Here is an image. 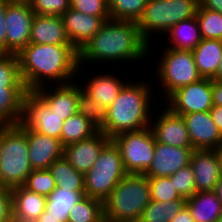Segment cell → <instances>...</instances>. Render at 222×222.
Listing matches in <instances>:
<instances>
[{"instance_id":"6da1fadb","label":"cell","mask_w":222,"mask_h":222,"mask_svg":"<svg viewBox=\"0 0 222 222\" xmlns=\"http://www.w3.org/2000/svg\"><path fill=\"white\" fill-rule=\"evenodd\" d=\"M17 58L27 91H35L51 81L53 86L70 83L80 73L79 52L72 45L29 44Z\"/></svg>"},{"instance_id":"7a4b0ae2","label":"cell","mask_w":222,"mask_h":222,"mask_svg":"<svg viewBox=\"0 0 222 222\" xmlns=\"http://www.w3.org/2000/svg\"><path fill=\"white\" fill-rule=\"evenodd\" d=\"M149 47L136 22L108 19L79 51V67L88 61L89 64L93 61L97 64L101 61L141 62L138 60L148 57Z\"/></svg>"},{"instance_id":"3957f363","label":"cell","mask_w":222,"mask_h":222,"mask_svg":"<svg viewBox=\"0 0 222 222\" xmlns=\"http://www.w3.org/2000/svg\"><path fill=\"white\" fill-rule=\"evenodd\" d=\"M141 81H127L113 103L106 109V123L100 131L110 139L124 132L149 127L151 117L157 116L151 111L153 93L150 82Z\"/></svg>"},{"instance_id":"277c9868","label":"cell","mask_w":222,"mask_h":222,"mask_svg":"<svg viewBox=\"0 0 222 222\" xmlns=\"http://www.w3.org/2000/svg\"><path fill=\"white\" fill-rule=\"evenodd\" d=\"M150 201L149 178L127 173L104 201L105 222H138Z\"/></svg>"},{"instance_id":"5b68a950","label":"cell","mask_w":222,"mask_h":222,"mask_svg":"<svg viewBox=\"0 0 222 222\" xmlns=\"http://www.w3.org/2000/svg\"><path fill=\"white\" fill-rule=\"evenodd\" d=\"M33 171L28 155L27 129L20 124L0 127V186H23Z\"/></svg>"},{"instance_id":"8992f818","label":"cell","mask_w":222,"mask_h":222,"mask_svg":"<svg viewBox=\"0 0 222 222\" xmlns=\"http://www.w3.org/2000/svg\"><path fill=\"white\" fill-rule=\"evenodd\" d=\"M199 5V0H148L137 22L142 38L153 44L150 37L155 31L166 33L178 22L196 17Z\"/></svg>"},{"instance_id":"52a82bcc","label":"cell","mask_w":222,"mask_h":222,"mask_svg":"<svg viewBox=\"0 0 222 222\" xmlns=\"http://www.w3.org/2000/svg\"><path fill=\"white\" fill-rule=\"evenodd\" d=\"M126 174L120 150L111 140L84 174L85 195L104 202Z\"/></svg>"},{"instance_id":"ba28073f","label":"cell","mask_w":222,"mask_h":222,"mask_svg":"<svg viewBox=\"0 0 222 222\" xmlns=\"http://www.w3.org/2000/svg\"><path fill=\"white\" fill-rule=\"evenodd\" d=\"M164 51V52H163ZM162 51L160 63H158L156 74L158 82L161 81L162 91L165 93L163 99H167L177 89L185 85L195 83L200 76L192 51L176 50L166 48Z\"/></svg>"},{"instance_id":"9c48e42d","label":"cell","mask_w":222,"mask_h":222,"mask_svg":"<svg viewBox=\"0 0 222 222\" xmlns=\"http://www.w3.org/2000/svg\"><path fill=\"white\" fill-rule=\"evenodd\" d=\"M119 148L126 173L144 174L151 165L155 137L149 127L121 133L111 139Z\"/></svg>"},{"instance_id":"30bf717a","label":"cell","mask_w":222,"mask_h":222,"mask_svg":"<svg viewBox=\"0 0 222 222\" xmlns=\"http://www.w3.org/2000/svg\"><path fill=\"white\" fill-rule=\"evenodd\" d=\"M35 13L28 0H7L5 14L6 53L17 55L30 43Z\"/></svg>"},{"instance_id":"8fae6325","label":"cell","mask_w":222,"mask_h":222,"mask_svg":"<svg viewBox=\"0 0 222 222\" xmlns=\"http://www.w3.org/2000/svg\"><path fill=\"white\" fill-rule=\"evenodd\" d=\"M64 121L34 92L27 91L23 98L20 125L25 129H33L40 134L57 138L61 141Z\"/></svg>"},{"instance_id":"7c38bea8","label":"cell","mask_w":222,"mask_h":222,"mask_svg":"<svg viewBox=\"0 0 222 222\" xmlns=\"http://www.w3.org/2000/svg\"><path fill=\"white\" fill-rule=\"evenodd\" d=\"M164 101L173 113L181 116L210 111L213 107L212 80L201 78L195 83L177 89Z\"/></svg>"},{"instance_id":"4fadbf2b","label":"cell","mask_w":222,"mask_h":222,"mask_svg":"<svg viewBox=\"0 0 222 222\" xmlns=\"http://www.w3.org/2000/svg\"><path fill=\"white\" fill-rule=\"evenodd\" d=\"M193 147H176L155 141L151 165L144 173L147 177H169L190 164Z\"/></svg>"},{"instance_id":"5bb4252c","label":"cell","mask_w":222,"mask_h":222,"mask_svg":"<svg viewBox=\"0 0 222 222\" xmlns=\"http://www.w3.org/2000/svg\"><path fill=\"white\" fill-rule=\"evenodd\" d=\"M194 150H218L222 134L213 122L209 111L182 115Z\"/></svg>"},{"instance_id":"9a60e30c","label":"cell","mask_w":222,"mask_h":222,"mask_svg":"<svg viewBox=\"0 0 222 222\" xmlns=\"http://www.w3.org/2000/svg\"><path fill=\"white\" fill-rule=\"evenodd\" d=\"M163 107L158 119L154 117L153 121L151 117L150 128L156 142L176 147H192L183 117L173 113L168 107Z\"/></svg>"},{"instance_id":"2e32d148","label":"cell","mask_w":222,"mask_h":222,"mask_svg":"<svg viewBox=\"0 0 222 222\" xmlns=\"http://www.w3.org/2000/svg\"><path fill=\"white\" fill-rule=\"evenodd\" d=\"M111 141L101 131L92 137L64 147L63 156L77 171L85 174L97 160L102 149Z\"/></svg>"},{"instance_id":"e0dca14e","label":"cell","mask_w":222,"mask_h":222,"mask_svg":"<svg viewBox=\"0 0 222 222\" xmlns=\"http://www.w3.org/2000/svg\"><path fill=\"white\" fill-rule=\"evenodd\" d=\"M27 141L33 170L48 169L54 161L63 157L64 146L57 138L27 129Z\"/></svg>"},{"instance_id":"ac0fdd59","label":"cell","mask_w":222,"mask_h":222,"mask_svg":"<svg viewBox=\"0 0 222 222\" xmlns=\"http://www.w3.org/2000/svg\"><path fill=\"white\" fill-rule=\"evenodd\" d=\"M65 31L72 46L79 52L100 30L105 20L69 8L62 15Z\"/></svg>"},{"instance_id":"d6986e66","label":"cell","mask_w":222,"mask_h":222,"mask_svg":"<svg viewBox=\"0 0 222 222\" xmlns=\"http://www.w3.org/2000/svg\"><path fill=\"white\" fill-rule=\"evenodd\" d=\"M50 88L48 85L34 92L52 109V112L61 116L63 120L77 113V102L81 85H77L73 81L67 84L56 85V87L54 85L53 90H48Z\"/></svg>"},{"instance_id":"ffe728a7","label":"cell","mask_w":222,"mask_h":222,"mask_svg":"<svg viewBox=\"0 0 222 222\" xmlns=\"http://www.w3.org/2000/svg\"><path fill=\"white\" fill-rule=\"evenodd\" d=\"M190 164L194 171L196 192L213 191L221 178L217 150H193Z\"/></svg>"},{"instance_id":"44dd1931","label":"cell","mask_w":222,"mask_h":222,"mask_svg":"<svg viewBox=\"0 0 222 222\" xmlns=\"http://www.w3.org/2000/svg\"><path fill=\"white\" fill-rule=\"evenodd\" d=\"M29 44L72 45L66 34L62 16L35 14Z\"/></svg>"},{"instance_id":"7402d4cb","label":"cell","mask_w":222,"mask_h":222,"mask_svg":"<svg viewBox=\"0 0 222 222\" xmlns=\"http://www.w3.org/2000/svg\"><path fill=\"white\" fill-rule=\"evenodd\" d=\"M94 75L96 76H93L90 81L87 80L88 83H84L85 87L81 85V88L97 104L107 109L127 83L122 80L123 78L110 72Z\"/></svg>"},{"instance_id":"603a6c76","label":"cell","mask_w":222,"mask_h":222,"mask_svg":"<svg viewBox=\"0 0 222 222\" xmlns=\"http://www.w3.org/2000/svg\"><path fill=\"white\" fill-rule=\"evenodd\" d=\"M13 216L34 222L44 211L46 196L17 186L11 189Z\"/></svg>"},{"instance_id":"cb8c5ba5","label":"cell","mask_w":222,"mask_h":222,"mask_svg":"<svg viewBox=\"0 0 222 222\" xmlns=\"http://www.w3.org/2000/svg\"><path fill=\"white\" fill-rule=\"evenodd\" d=\"M186 206L195 222H217L222 216V203L214 191L195 192Z\"/></svg>"},{"instance_id":"d4e9b609","label":"cell","mask_w":222,"mask_h":222,"mask_svg":"<svg viewBox=\"0 0 222 222\" xmlns=\"http://www.w3.org/2000/svg\"><path fill=\"white\" fill-rule=\"evenodd\" d=\"M197 70L202 78L212 79L222 57V41L202 39L192 51Z\"/></svg>"},{"instance_id":"484cf974","label":"cell","mask_w":222,"mask_h":222,"mask_svg":"<svg viewBox=\"0 0 222 222\" xmlns=\"http://www.w3.org/2000/svg\"><path fill=\"white\" fill-rule=\"evenodd\" d=\"M25 87H0V127L21 121Z\"/></svg>"},{"instance_id":"4316f807","label":"cell","mask_w":222,"mask_h":222,"mask_svg":"<svg viewBox=\"0 0 222 222\" xmlns=\"http://www.w3.org/2000/svg\"><path fill=\"white\" fill-rule=\"evenodd\" d=\"M169 46L176 50L193 51L201 42L202 37L196 17L178 22L173 25L167 32Z\"/></svg>"},{"instance_id":"83f0119b","label":"cell","mask_w":222,"mask_h":222,"mask_svg":"<svg viewBox=\"0 0 222 222\" xmlns=\"http://www.w3.org/2000/svg\"><path fill=\"white\" fill-rule=\"evenodd\" d=\"M84 196L85 192H73L56 187L46 199L45 217L68 222L72 207Z\"/></svg>"},{"instance_id":"f1b7e54d","label":"cell","mask_w":222,"mask_h":222,"mask_svg":"<svg viewBox=\"0 0 222 222\" xmlns=\"http://www.w3.org/2000/svg\"><path fill=\"white\" fill-rule=\"evenodd\" d=\"M48 169L57 187L73 192H85L84 174L75 170L64 156L54 161Z\"/></svg>"},{"instance_id":"f546056e","label":"cell","mask_w":222,"mask_h":222,"mask_svg":"<svg viewBox=\"0 0 222 222\" xmlns=\"http://www.w3.org/2000/svg\"><path fill=\"white\" fill-rule=\"evenodd\" d=\"M98 131L83 115L75 113L64 121L61 143L65 147L66 145L90 138Z\"/></svg>"},{"instance_id":"4dcf8cb0","label":"cell","mask_w":222,"mask_h":222,"mask_svg":"<svg viewBox=\"0 0 222 222\" xmlns=\"http://www.w3.org/2000/svg\"><path fill=\"white\" fill-rule=\"evenodd\" d=\"M185 206L186 199L162 202L151 200L138 222H169Z\"/></svg>"},{"instance_id":"1f68e13d","label":"cell","mask_w":222,"mask_h":222,"mask_svg":"<svg viewBox=\"0 0 222 222\" xmlns=\"http://www.w3.org/2000/svg\"><path fill=\"white\" fill-rule=\"evenodd\" d=\"M68 222H105L104 202L85 195L72 207Z\"/></svg>"},{"instance_id":"d6a6232c","label":"cell","mask_w":222,"mask_h":222,"mask_svg":"<svg viewBox=\"0 0 222 222\" xmlns=\"http://www.w3.org/2000/svg\"><path fill=\"white\" fill-rule=\"evenodd\" d=\"M110 19L138 22L148 0H108Z\"/></svg>"},{"instance_id":"836d02e7","label":"cell","mask_w":222,"mask_h":222,"mask_svg":"<svg viewBox=\"0 0 222 222\" xmlns=\"http://www.w3.org/2000/svg\"><path fill=\"white\" fill-rule=\"evenodd\" d=\"M196 20L199 25L202 39L222 41V14L217 11L204 9L200 5L197 10Z\"/></svg>"},{"instance_id":"e575fe53","label":"cell","mask_w":222,"mask_h":222,"mask_svg":"<svg viewBox=\"0 0 222 222\" xmlns=\"http://www.w3.org/2000/svg\"><path fill=\"white\" fill-rule=\"evenodd\" d=\"M77 113L83 115L99 131L106 123V108L97 104L82 88L79 89Z\"/></svg>"},{"instance_id":"d590c367","label":"cell","mask_w":222,"mask_h":222,"mask_svg":"<svg viewBox=\"0 0 222 222\" xmlns=\"http://www.w3.org/2000/svg\"><path fill=\"white\" fill-rule=\"evenodd\" d=\"M0 87H25L15 54L0 53Z\"/></svg>"},{"instance_id":"8d00e7d4","label":"cell","mask_w":222,"mask_h":222,"mask_svg":"<svg viewBox=\"0 0 222 222\" xmlns=\"http://www.w3.org/2000/svg\"><path fill=\"white\" fill-rule=\"evenodd\" d=\"M26 189L48 197L57 187L49 169L33 170L23 185Z\"/></svg>"},{"instance_id":"74e56055","label":"cell","mask_w":222,"mask_h":222,"mask_svg":"<svg viewBox=\"0 0 222 222\" xmlns=\"http://www.w3.org/2000/svg\"><path fill=\"white\" fill-rule=\"evenodd\" d=\"M150 186L151 200L154 201H173L182 198L175 186L172 184L170 177H148Z\"/></svg>"},{"instance_id":"f35d334b","label":"cell","mask_w":222,"mask_h":222,"mask_svg":"<svg viewBox=\"0 0 222 222\" xmlns=\"http://www.w3.org/2000/svg\"><path fill=\"white\" fill-rule=\"evenodd\" d=\"M169 177L182 198L189 199L196 192L194 171L191 164L182 167Z\"/></svg>"},{"instance_id":"ab89813d","label":"cell","mask_w":222,"mask_h":222,"mask_svg":"<svg viewBox=\"0 0 222 222\" xmlns=\"http://www.w3.org/2000/svg\"><path fill=\"white\" fill-rule=\"evenodd\" d=\"M70 8L86 15L110 19L108 0H70Z\"/></svg>"},{"instance_id":"60d3db41","label":"cell","mask_w":222,"mask_h":222,"mask_svg":"<svg viewBox=\"0 0 222 222\" xmlns=\"http://www.w3.org/2000/svg\"><path fill=\"white\" fill-rule=\"evenodd\" d=\"M35 14L62 16L70 8V0H28Z\"/></svg>"},{"instance_id":"b9f144b4","label":"cell","mask_w":222,"mask_h":222,"mask_svg":"<svg viewBox=\"0 0 222 222\" xmlns=\"http://www.w3.org/2000/svg\"><path fill=\"white\" fill-rule=\"evenodd\" d=\"M13 216L10 188L0 186V222H9Z\"/></svg>"},{"instance_id":"7bdbcfd3","label":"cell","mask_w":222,"mask_h":222,"mask_svg":"<svg viewBox=\"0 0 222 222\" xmlns=\"http://www.w3.org/2000/svg\"><path fill=\"white\" fill-rule=\"evenodd\" d=\"M6 11H7V0H0V53H6V25H5Z\"/></svg>"},{"instance_id":"ee69618b","label":"cell","mask_w":222,"mask_h":222,"mask_svg":"<svg viewBox=\"0 0 222 222\" xmlns=\"http://www.w3.org/2000/svg\"><path fill=\"white\" fill-rule=\"evenodd\" d=\"M213 105L222 106V82L212 81Z\"/></svg>"},{"instance_id":"f6af8a7d","label":"cell","mask_w":222,"mask_h":222,"mask_svg":"<svg viewBox=\"0 0 222 222\" xmlns=\"http://www.w3.org/2000/svg\"><path fill=\"white\" fill-rule=\"evenodd\" d=\"M213 122L222 134V106L213 105L209 111Z\"/></svg>"},{"instance_id":"bcb514c9","label":"cell","mask_w":222,"mask_h":222,"mask_svg":"<svg viewBox=\"0 0 222 222\" xmlns=\"http://www.w3.org/2000/svg\"><path fill=\"white\" fill-rule=\"evenodd\" d=\"M199 4L204 9L217 11L222 14V0H199Z\"/></svg>"},{"instance_id":"7dc6e473","label":"cell","mask_w":222,"mask_h":222,"mask_svg":"<svg viewBox=\"0 0 222 222\" xmlns=\"http://www.w3.org/2000/svg\"><path fill=\"white\" fill-rule=\"evenodd\" d=\"M169 222H195L187 206L178 212Z\"/></svg>"},{"instance_id":"c3c4849f","label":"cell","mask_w":222,"mask_h":222,"mask_svg":"<svg viewBox=\"0 0 222 222\" xmlns=\"http://www.w3.org/2000/svg\"><path fill=\"white\" fill-rule=\"evenodd\" d=\"M34 222H61V219H54L53 217H45V211Z\"/></svg>"},{"instance_id":"681fc988","label":"cell","mask_w":222,"mask_h":222,"mask_svg":"<svg viewBox=\"0 0 222 222\" xmlns=\"http://www.w3.org/2000/svg\"><path fill=\"white\" fill-rule=\"evenodd\" d=\"M216 194V196L218 197V199L220 200V202L222 203V176L219 179L218 183L216 184L214 190H213Z\"/></svg>"},{"instance_id":"f907efd6","label":"cell","mask_w":222,"mask_h":222,"mask_svg":"<svg viewBox=\"0 0 222 222\" xmlns=\"http://www.w3.org/2000/svg\"><path fill=\"white\" fill-rule=\"evenodd\" d=\"M212 81L222 82V57L219 63L218 69L214 77L211 79Z\"/></svg>"},{"instance_id":"816d5d0a","label":"cell","mask_w":222,"mask_h":222,"mask_svg":"<svg viewBox=\"0 0 222 222\" xmlns=\"http://www.w3.org/2000/svg\"><path fill=\"white\" fill-rule=\"evenodd\" d=\"M217 154H218V159L220 162V172L222 176V146L217 150Z\"/></svg>"},{"instance_id":"f5cc1de1","label":"cell","mask_w":222,"mask_h":222,"mask_svg":"<svg viewBox=\"0 0 222 222\" xmlns=\"http://www.w3.org/2000/svg\"><path fill=\"white\" fill-rule=\"evenodd\" d=\"M9 222H32V221L25 220V219H20L18 217L12 216V218H11V220Z\"/></svg>"},{"instance_id":"db71d44e","label":"cell","mask_w":222,"mask_h":222,"mask_svg":"<svg viewBox=\"0 0 222 222\" xmlns=\"http://www.w3.org/2000/svg\"><path fill=\"white\" fill-rule=\"evenodd\" d=\"M217 222H222V216L217 220Z\"/></svg>"}]
</instances>
